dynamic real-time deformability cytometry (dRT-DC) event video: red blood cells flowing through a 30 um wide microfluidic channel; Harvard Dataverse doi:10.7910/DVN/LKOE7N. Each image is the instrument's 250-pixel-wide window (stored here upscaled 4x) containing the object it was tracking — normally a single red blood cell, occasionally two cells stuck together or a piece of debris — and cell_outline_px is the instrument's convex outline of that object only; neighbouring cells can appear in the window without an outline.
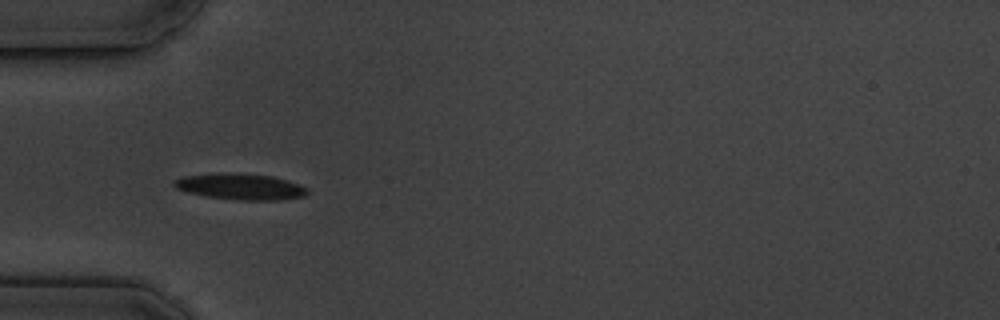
{"species": "common noctule bat (a hibernating species)", "species_latin": "Nyctalus noctula", "temperature_condition": "cold", "stored_images_in_passage": 5, "camera_frame_rate_fps": 3000, "um_per_image_px": 0.085, "animal": {"sex": "male", "body_mass_g": 19.5, "forearm_length_mm": 54.6}, "frame": {"image": 1, "passage_image": 4, "time_ms": 4.333, "image_size_px": [1000, 320], "cell_outline_px": [[308, 192], [304, 196], [280, 200], [240, 200], [204, 196], [188, 192], [176, 188], [172, 184], [172, 180], [184, 176], [216, 172], [220, 172], [272, 176], [300, 184], [308, 188]], "centroid_in_image_um": [20.41, 15.86], "position_along_channel_um": 64.6, "area_um2": 20.35}}